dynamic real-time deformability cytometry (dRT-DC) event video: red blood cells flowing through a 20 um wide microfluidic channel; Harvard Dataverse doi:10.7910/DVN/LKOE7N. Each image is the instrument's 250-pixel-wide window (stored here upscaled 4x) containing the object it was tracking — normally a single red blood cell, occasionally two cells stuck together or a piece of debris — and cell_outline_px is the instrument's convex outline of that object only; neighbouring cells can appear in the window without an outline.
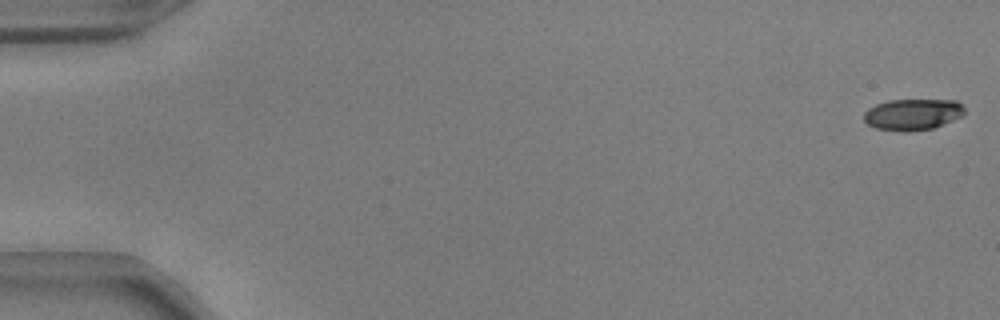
{"species": "common noctule bat (a hibernating species)", "species_latin": "Nyctalus noctula", "temperature_condition": "warm", "stored_images_in_passage": 53, "camera_frame_rate_fps": 3000, "um_per_image_px": 0.085, "animal": {"sex": "male", "body_mass_g": 17.9, "forearm_length_mm": 54.2}, "frame": {"image": 1, "passage_image": 1, "time_ms": 0.0, "image_size_px": [1000, 320], "cell_outline_px": [[964, 112], [960, 116], [952, 120], [932, 128], [908, 132], [904, 132], [876, 128], [868, 124], [864, 120], [864, 112], [868, 108], [876, 104], [888, 100], [956, 100], [964, 108]], "centroid_in_image_um": [77.54, 9.72], "position_along_channel_um": 7.5, "area_um2": 18.21}}
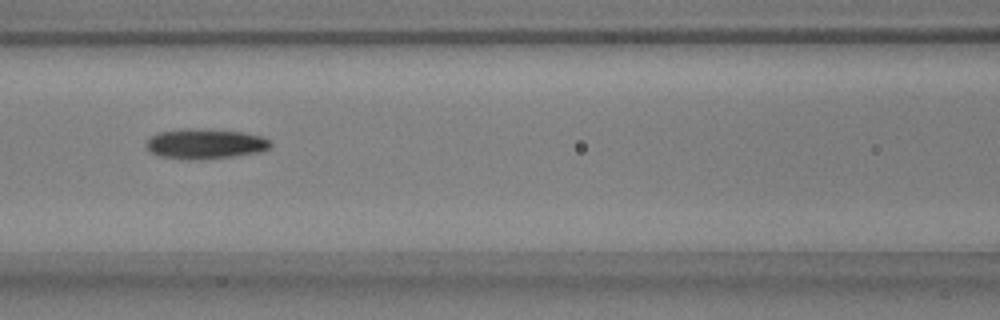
{"frame": {"image": 2, "passage_image": 24, "time_ms": 7.667, "image_size_px": [1000, 320], "cell_outline_px": [[272, 144], [268, 148], [260, 152], [232, 156], [192, 160], [188, 160], [160, 156], [152, 152], [144, 144], [156, 132], [184, 128], [192, 128], [240, 132], [260, 136], [268, 140]], "centroid_in_image_um": [17.39, 12.22], "position_along_channel_um": 149.2, "area_um2": 21.56}}
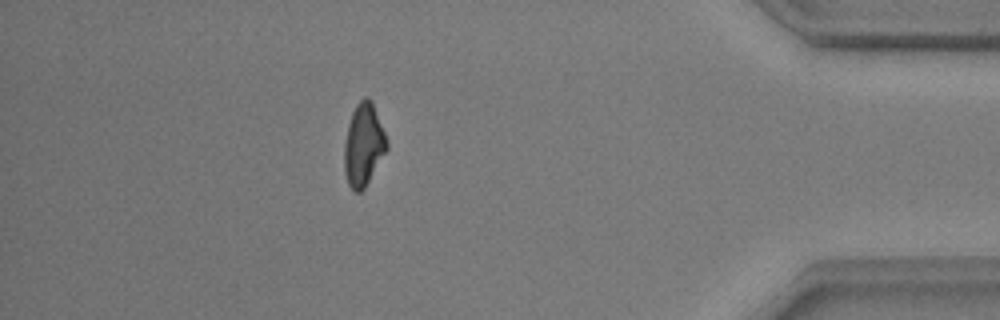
{"frame": {"image": 3, "passage_image": 47, "time_ms": 15.333, "image_size_px": [1000, 320], "cell_outline_px": [[388, 148], [364, 188], [360, 192], [356, 192], [348, 184], [344, 172], [344, 144], [348, 124], [352, 112], [356, 104], [364, 96], [368, 96], [372, 100], [388, 140]], "centroid_in_image_um": [30.9, 12.27], "position_along_channel_um": 404.3, "area_um2": 20.52}, "authors_computed_cell_mechanics": {"area_um2": 20.4612, "velocity_mm_per_s": 3.8566, "shape_relaxation_time_tau1_ms": 3.8554, "shape_relaxation_time_tau2_ms": 3.3898, "deformation_change_tau1": 0.1361, "deformation_change_tau2": 0.1052}}